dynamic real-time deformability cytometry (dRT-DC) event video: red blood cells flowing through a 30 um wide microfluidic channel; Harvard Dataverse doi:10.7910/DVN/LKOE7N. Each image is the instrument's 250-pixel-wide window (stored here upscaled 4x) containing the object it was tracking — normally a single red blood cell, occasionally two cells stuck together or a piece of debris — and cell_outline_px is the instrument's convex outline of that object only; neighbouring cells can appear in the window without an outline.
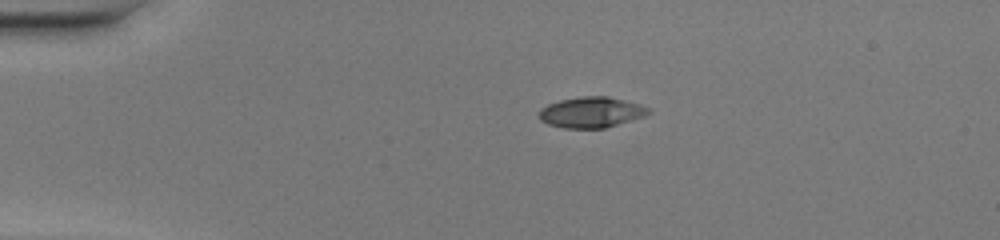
{"species": "common noctule bat (a hibernating species)", "species_latin": "Nyctalus noctula", "temperature_condition": "warm", "stored_images_in_passage": 40, "camera_frame_rate_fps": 3000, "um_per_image_px": 0.085, "animal": {"sex": "female", "body_mass_g": 20.0, "forearm_length_mm": 54.0}, "frame": {"image": 1, "passage_image": 1, "time_ms": 0.0, "image_size_px": [1000, 240], "cell_outline_px": [[648, 112], [644, 116], [604, 128], [564, 128], [548, 124], [540, 120], [540, 108], [548, 104], [560, 100], [584, 96], [608, 96], [640, 104], [648, 108]], "centroid_in_image_um": [50.22, 9.54], "position_along_channel_um": 34.8, "area_um2": 19.31}}
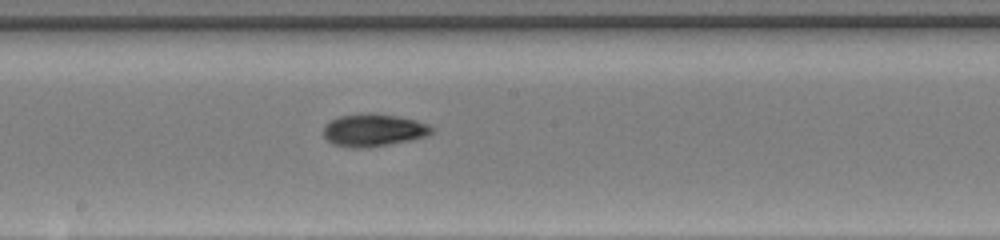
{"frame": {"image": 2, "passage_image": 18, "time_ms": 5.667, "image_size_px": [1000, 240], "cell_outline_px": [[436, 132], [428, 136], [412, 140], [368, 148], [348, 148], [332, 144], [324, 136], [324, 124], [340, 116], [396, 116], [416, 120], [428, 124], [436, 128]], "centroid_in_image_um": [31.82, 11.13], "position_along_channel_um": 216.4, "area_um2": 20.11}}
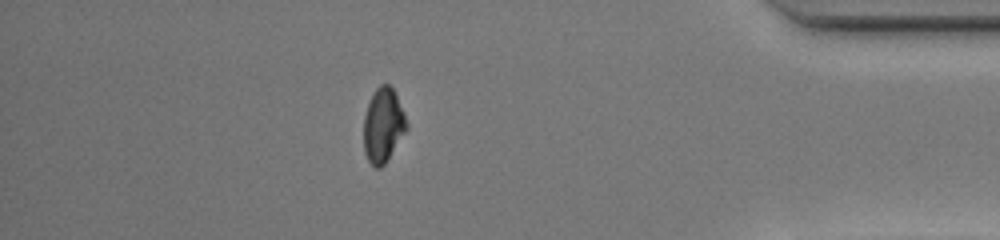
{"frame": {"image": 3, "passage_image": 34, "time_ms": 11.0, "image_size_px": [1000, 240], "cell_outline_px": [[408, 128], [384, 164], [380, 168], [376, 168], [368, 160], [364, 152], [364, 116], [372, 92], [380, 84], [388, 84], [392, 88], [404, 112], [408, 124]], "centroid_in_image_um": [32.56, 10.64], "position_along_channel_um": 402.6, "area_um2": 18.44}, "authors_computed_cell_mechanics": {"area_um2": 19.1607, "velocity_mm_per_s": 4.1696, "shape_relaxation_time_tau1_ms": 5.4849, "shape_relaxation_time_tau2_ms": 3.1136, "deformation_change_tau1": 0.22, "deformation_change_tau2": 0.0776}}